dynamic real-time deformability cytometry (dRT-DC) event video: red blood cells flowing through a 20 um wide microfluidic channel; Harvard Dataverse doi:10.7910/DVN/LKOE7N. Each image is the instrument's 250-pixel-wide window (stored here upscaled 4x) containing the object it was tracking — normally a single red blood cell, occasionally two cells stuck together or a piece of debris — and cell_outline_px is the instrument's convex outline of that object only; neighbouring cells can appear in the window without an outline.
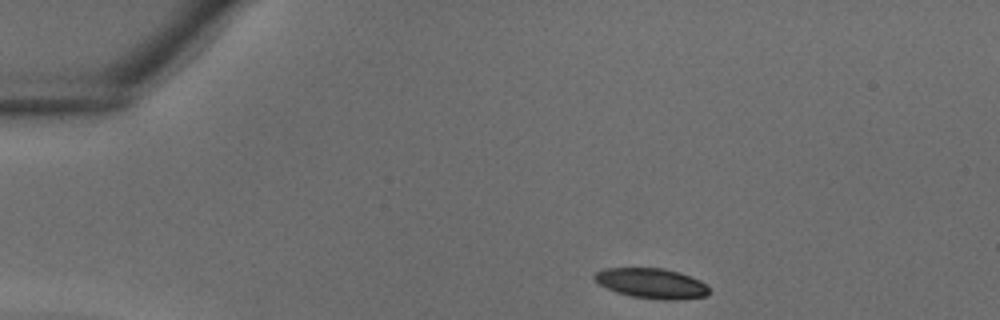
{"species": "common noctule bat (a hibernating species)", "species_latin": "Nyctalus noctula", "temperature_condition": "warm", "stored_images_in_passage": 7, "camera_frame_rate_fps": 3000, "um_per_image_px": 0.085, "animal": {"sex": "male", "body_mass_g": 18.8}, "frame": {"image": 1, "passage_image": 1, "time_ms": 0.0, "image_size_px": [1000, 320], "cell_outline_px": [[708, 296], [676, 300], [664, 300], [632, 296], [616, 292], [600, 284], [592, 276], [596, 272], [604, 268], [664, 268], [680, 272], [700, 280], [708, 288]], "centroid_in_image_um": [55.39, 24.08], "position_along_channel_um": 29.6, "area_um2": 20.06}}